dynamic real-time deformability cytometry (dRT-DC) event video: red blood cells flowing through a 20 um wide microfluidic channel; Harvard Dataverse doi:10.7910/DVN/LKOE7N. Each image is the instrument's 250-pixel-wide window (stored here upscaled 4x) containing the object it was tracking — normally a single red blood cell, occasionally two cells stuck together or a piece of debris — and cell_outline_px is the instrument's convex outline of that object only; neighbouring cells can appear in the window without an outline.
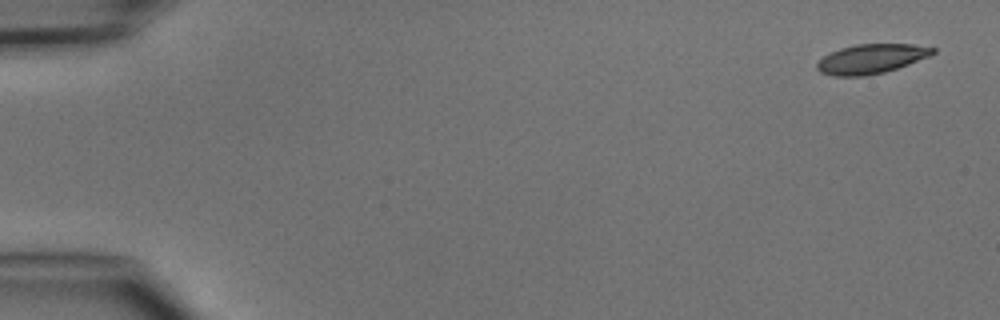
{"species": "common noctule bat (a hibernating species)", "species_latin": "Nyctalus noctula", "temperature_condition": "cold", "stored_images_in_passage": 5, "camera_frame_rate_fps": 3000, "um_per_image_px": 0.085, "animal": {"sex": "male", "body_mass_g": 15.6}, "frame": {"image": 1, "passage_image": 1, "time_ms": 0.0, "image_size_px": [1000, 320], "cell_outline_px": [[936, 52], [928, 56], [908, 64], [884, 72], [864, 76], [832, 76], [820, 72], [816, 68], [816, 64], [824, 56], [840, 48], [856, 44], [912, 44], [936, 48]], "centroid_in_image_um": [74.03, 5.0], "position_along_channel_um": 11.0, "area_um2": 19.71}}
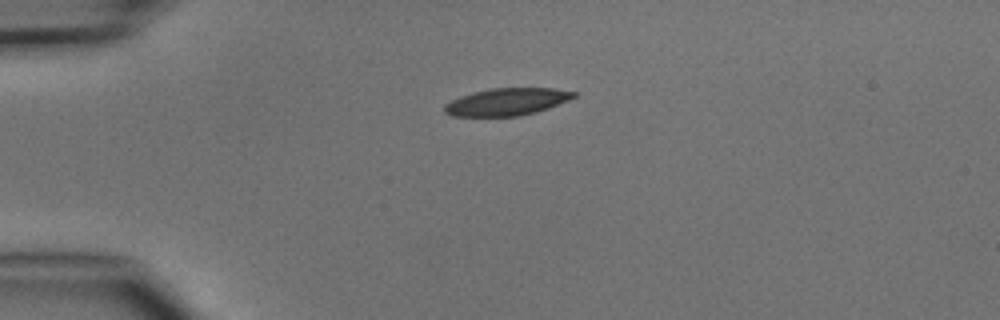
{"frame": {"image": 2, "passage_image": 3, "time_ms": 3.333, "image_size_px": [1000, 320], "cell_outline_px": [[576, 96], [568, 100], [548, 108], [536, 112], [520, 116], [452, 116], [444, 112], [444, 104], [460, 96], [472, 92], [492, 88], [552, 88], [576, 92]], "centroid_in_image_um": [43.06, 8.65], "position_along_channel_um": 41.9, "area_um2": 20.52}}